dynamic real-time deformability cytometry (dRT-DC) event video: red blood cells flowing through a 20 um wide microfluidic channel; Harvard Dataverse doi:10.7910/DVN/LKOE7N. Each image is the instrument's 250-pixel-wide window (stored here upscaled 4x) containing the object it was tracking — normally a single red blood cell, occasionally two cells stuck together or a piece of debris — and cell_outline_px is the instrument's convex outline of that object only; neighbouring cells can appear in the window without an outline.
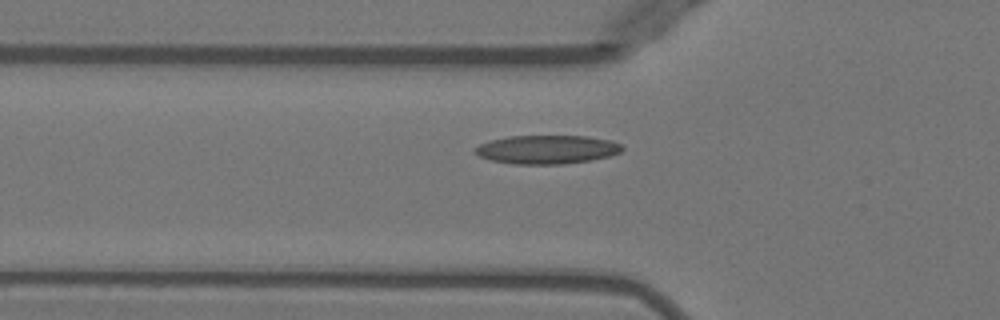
{"species": "Egyptian fruit bat (a non-hibernating species)", "species_latin": "Rousettus aegyptiacus", "temperature_condition": "warm", "stored_images_in_passage": 35, "camera_frame_rate_fps": 3000, "um_per_image_px": 0.085, "animal": {"sex": "female"}, "frame": {"image": 1, "passage_image": 4, "time_ms": 1.0, "image_size_px": [1000, 320], "cell_outline_px": [[624, 148], [620, 152], [608, 156], [588, 160], [564, 164], [512, 164], [492, 160], [480, 156], [472, 152], [472, 148], [480, 144], [492, 140], [508, 136], [588, 136], [612, 140], [620, 144]], "centroid_in_image_um": [46.47, 12.7], "position_along_channel_um": 79.3, "area_um2": 24.57}}
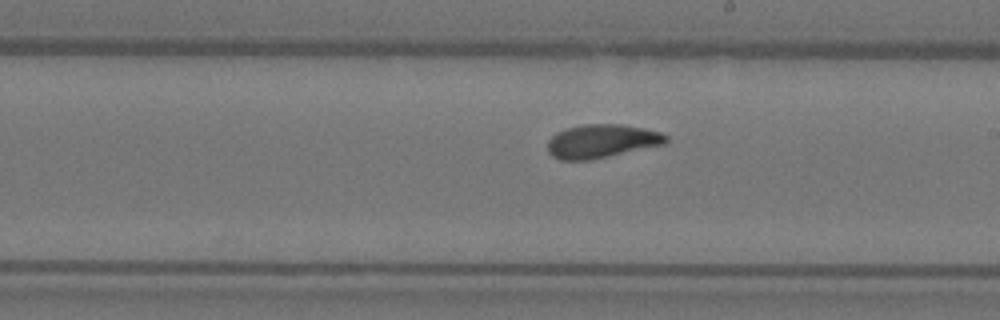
{"frame": {"image": 2, "passage_image": 16, "time_ms": 5.0, "image_size_px": [1000, 320], "cell_outline_px": [[668, 140], [664, 144], [592, 160], [560, 160], [552, 156], [548, 152], [548, 140], [556, 132], [568, 128], [584, 124], [620, 124], [644, 128], [660, 132], [668, 136]], "centroid_in_image_um": [51.13, 12.0], "position_along_channel_um": 237.9, "area_um2": 23.18}}
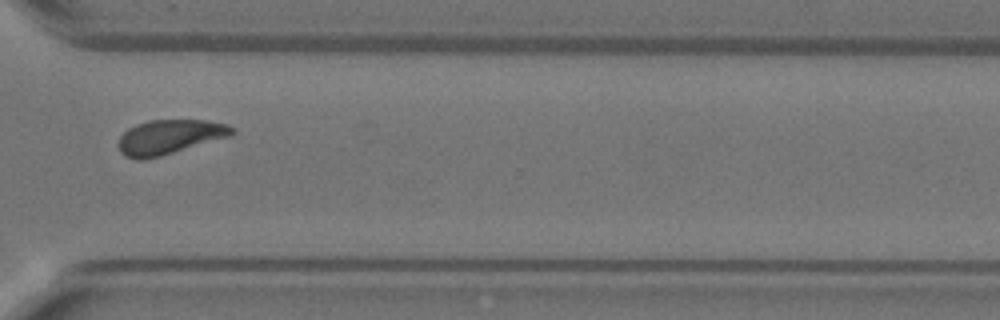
{"frame": {"image": 3, "passage_image": 25, "time_ms": 8.0, "image_size_px": [1000, 320], "cell_outline_px": [[236, 132], [232, 136], [160, 156], [144, 160], [136, 160], [124, 156], [120, 152], [120, 136], [128, 128], [136, 124], [148, 120], [208, 120], [228, 124], [236, 128]], "centroid_in_image_um": [14.46, 11.64], "position_along_channel_um": 356.1, "area_um2": 23.06}, "authors_computed_cell_mechanics": {"area_um2": 22.5998, "velocity_mm_per_s": 3.946, "shape_relaxation_time_tau1_ms": 6.1838, "shape_relaxation_time_tau2_ms": 1.9718, "deformation_change_tau1": 0.188, "deformation_change_tau2": 0.0708}}